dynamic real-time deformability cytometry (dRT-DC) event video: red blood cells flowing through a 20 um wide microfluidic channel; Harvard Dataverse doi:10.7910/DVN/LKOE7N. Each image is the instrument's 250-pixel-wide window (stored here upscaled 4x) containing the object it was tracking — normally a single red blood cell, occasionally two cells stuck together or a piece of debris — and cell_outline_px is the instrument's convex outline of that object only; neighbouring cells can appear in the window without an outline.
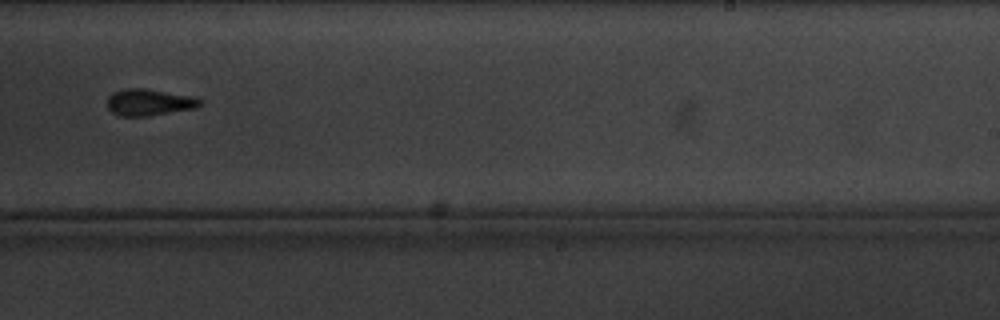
{"species": "common noctule bat (a hibernating species)", "species_latin": "Nyctalus noctula", "temperature_condition": "cold", "stored_images_in_passage": 15, "segment_of_instrument_passage": [2, 2], "camera_frame_rate_fps": 3000, "um_per_image_px": 0.085, "animal": {"sex": "male", "body_mass_g": 20.1, "forearm_length_mm": 53.5}, "frame": {"image": 1, "passage_image": 9, "time_ms": 10.333, "image_size_px": [1000, 320], "cell_outline_px": [[204, 104], [196, 108], [148, 116], [120, 116], [112, 112], [108, 108], [108, 96], [112, 92], [128, 88], [144, 88], [192, 96], [204, 100]], "centroid_in_image_um": [12.71, 8.69], "position_along_channel_um": 276.3, "area_um2": 14.51}}